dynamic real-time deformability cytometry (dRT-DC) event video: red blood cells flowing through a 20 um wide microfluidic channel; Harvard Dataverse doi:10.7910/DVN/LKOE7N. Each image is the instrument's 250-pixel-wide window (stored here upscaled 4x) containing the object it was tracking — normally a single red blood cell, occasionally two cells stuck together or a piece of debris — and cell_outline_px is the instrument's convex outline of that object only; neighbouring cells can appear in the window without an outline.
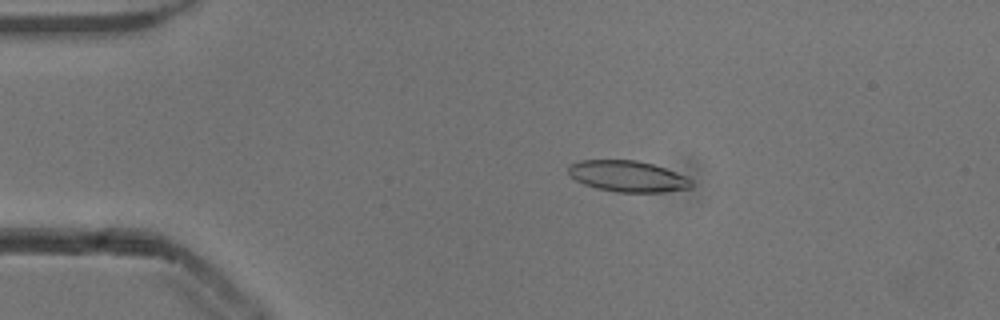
{"species": "common noctule bat (a hibernating species)", "species_latin": "Nyctalus noctula", "temperature_condition": "cold", "stored_images_in_passage": 54, "camera_frame_rate_fps": 3000, "um_per_image_px": 0.085, "animal": {"sex": "male", "body_mass_g": 13.3}, "frame": {"image": 1, "passage_image": 11, "time_ms": 3.333, "image_size_px": [1000, 320], "cell_outline_px": [[692, 188], [660, 192], [616, 192], [596, 188], [584, 184], [576, 180], [568, 172], [568, 164], [580, 160], [636, 160], [652, 164], [676, 172], [692, 180]], "centroid_in_image_um": [53.33, 14.98], "position_along_channel_um": 31.7, "area_um2": 22.25}}
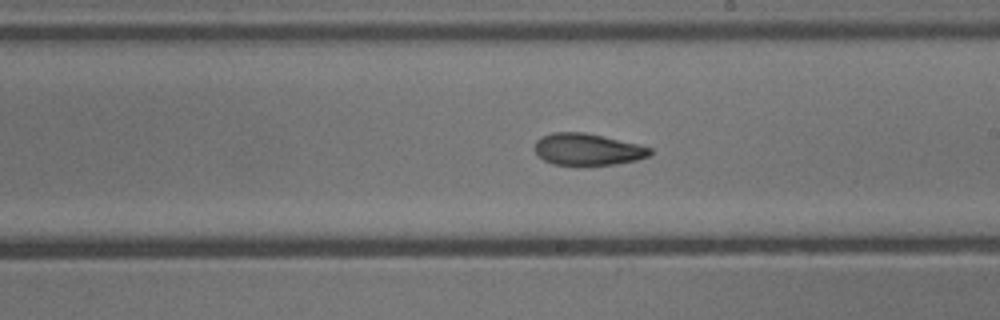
{"frame": {"image": 2, "passage_image": 31, "time_ms": 10.0, "image_size_px": [1000, 320], "cell_outline_px": [[652, 152], [648, 156], [636, 160], [616, 164], [552, 164], [536, 156], [532, 148], [536, 140], [540, 136], [552, 132], [584, 132], [640, 144], [652, 148]], "centroid_in_image_um": [49.89, 12.68], "position_along_channel_um": 239.1, "area_um2": 21.5}}
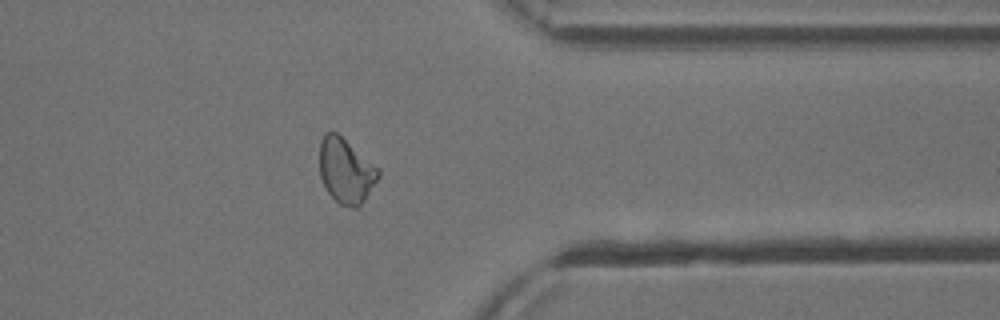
{"frame": {"image": 3, "passage_image": 43, "time_ms": 14.0, "image_size_px": [1000, 320], "cell_outline_px": [[380, 176], [364, 200], [356, 208], [352, 208], [340, 204], [328, 192], [320, 176], [320, 140], [324, 132], [336, 132], [380, 168]], "centroid_in_image_um": [29.41, 14.5], "position_along_channel_um": 382.0, "area_um2": 22.14}, "authors_computed_cell_mechanics": {"area_um2": 22.1085, "velocity_mm_per_s": 3.8423, "shape_relaxation_time_tau1_ms": 7.1685, "shape_relaxation_time_tau2_ms": 3.7563, "deformation_change_tau1": 0.1846, "deformation_change_tau2": 0.0861}}